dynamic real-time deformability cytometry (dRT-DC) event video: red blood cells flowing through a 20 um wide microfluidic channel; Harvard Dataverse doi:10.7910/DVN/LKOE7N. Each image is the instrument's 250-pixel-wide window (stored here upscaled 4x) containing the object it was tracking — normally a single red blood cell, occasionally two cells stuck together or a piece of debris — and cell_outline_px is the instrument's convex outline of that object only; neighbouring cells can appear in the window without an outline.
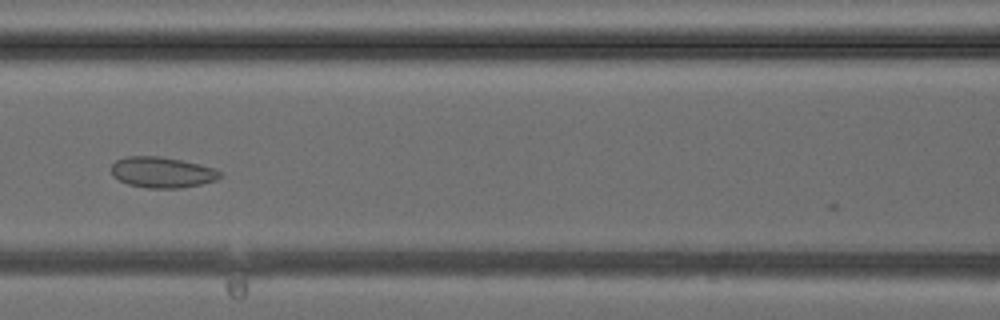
{"species": "common noctule bat (a hibernating species)", "species_latin": "Nyctalus noctula", "temperature_condition": "cold", "stored_images_in_passage": 17, "camera_frame_rate_fps": 3000, "um_per_image_px": 0.085, "animal": {"sex": "female", "body_mass_g": 24.6, "forearm_length_mm": 56.2}, "frame": {"image": 1, "passage_image": 12, "time_ms": 3.667, "image_size_px": [1000, 320], "cell_outline_px": [[224, 176], [216, 180], [200, 184], [180, 188], [148, 188], [128, 184], [112, 176], [112, 164], [116, 160], [128, 156], [160, 156], [180, 160], [216, 168], [224, 172]], "centroid_in_image_um": [13.82, 14.65], "position_along_channel_um": 152.8, "area_um2": 19.59}}
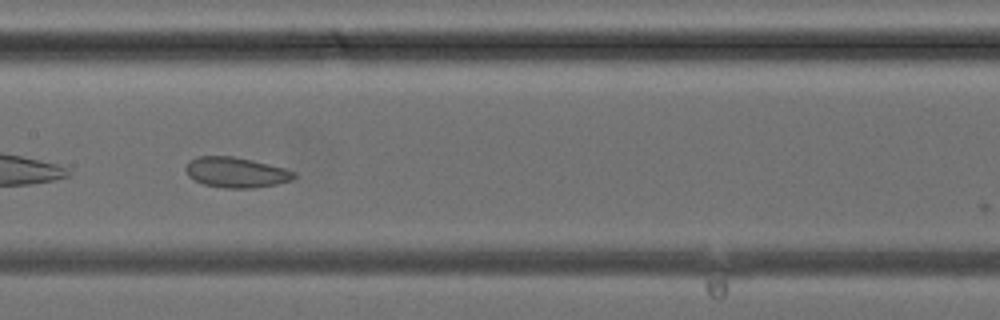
{"frame": {"image": 2, "passage_image": 14, "time_ms": 4.333, "image_size_px": [1000, 320], "cell_outline_px": [[296, 176], [292, 180], [276, 184], [252, 188], [224, 188], [204, 184], [188, 176], [184, 168], [188, 160], [196, 156], [232, 156], [252, 160], [284, 168], [296, 172]], "centroid_in_image_um": [20.04, 14.64], "position_along_channel_um": 187.4, "area_um2": 19.19}}